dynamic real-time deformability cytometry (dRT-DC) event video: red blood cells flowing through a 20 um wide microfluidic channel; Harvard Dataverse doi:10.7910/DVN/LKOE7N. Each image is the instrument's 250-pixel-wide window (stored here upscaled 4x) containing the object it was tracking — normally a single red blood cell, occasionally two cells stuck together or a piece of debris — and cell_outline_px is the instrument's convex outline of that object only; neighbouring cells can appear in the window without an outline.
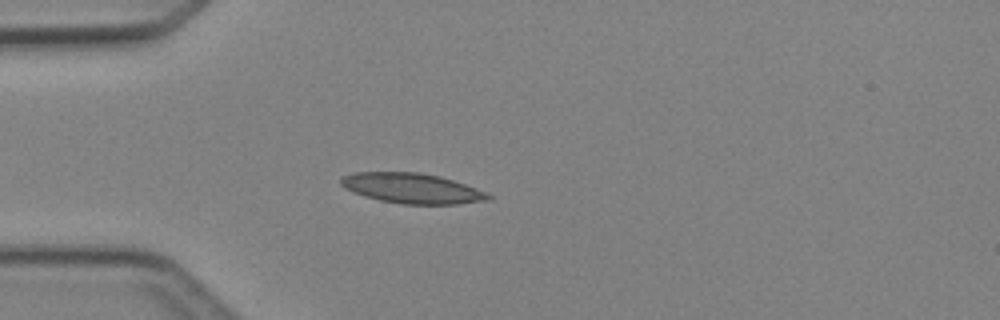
{"species": "Egyptian fruit bat (a non-hibernating species)", "species_latin": "Rousettus aegyptiacus", "temperature_condition": "cold", "stored_images_in_passage": 3, "camera_frame_rate_fps": 3000, "um_per_image_px": 0.085, "animal": {"sex": "female"}, "frame": {"image": 1, "passage_image": 3, "time_ms": 2.333, "image_size_px": [1000, 320], "cell_outline_px": [[492, 200], [456, 204], [400, 204], [380, 200], [364, 196], [352, 192], [344, 188], [340, 184], [340, 176], [356, 172], [420, 172], [440, 176], [476, 188], [492, 196]], "centroid_in_image_um": [34.98, 16.0], "position_along_channel_um": 50.0, "area_um2": 26.01}}